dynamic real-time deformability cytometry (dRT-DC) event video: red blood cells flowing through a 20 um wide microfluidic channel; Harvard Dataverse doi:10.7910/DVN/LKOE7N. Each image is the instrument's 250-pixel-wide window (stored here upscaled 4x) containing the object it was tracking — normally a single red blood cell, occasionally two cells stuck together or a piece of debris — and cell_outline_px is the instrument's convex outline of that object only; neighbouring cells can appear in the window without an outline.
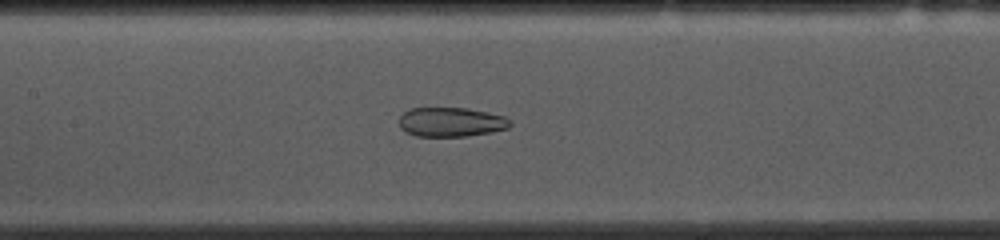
{"species": "common noctule bat (a hibernating species)", "species_latin": "Nyctalus noctula", "temperature_condition": "cold", "stored_images_in_passage": 52, "camera_frame_rate_fps": 3000, "um_per_image_px": 0.085, "animal": {"sex": "female", "body_mass_g": 10.0, "forearm_length_mm": 53.1}, "frame": {"image": 1, "passage_image": 23, "time_ms": 7.333, "image_size_px": [1000, 240], "cell_outline_px": [[512, 124], [508, 128], [492, 132], [468, 136], [416, 136], [404, 132], [400, 128], [400, 116], [404, 112], [412, 108], [468, 108], [488, 112], [504, 116], [512, 120]], "centroid_in_image_um": [38.36, 10.37], "position_along_channel_um": 169.0, "area_um2": 19.13}}
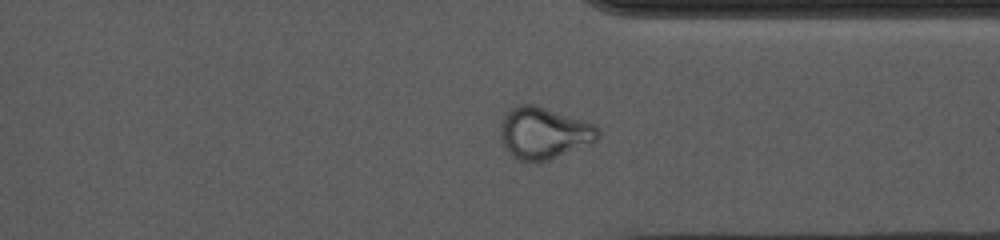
{"frame": {"image": 2, "passage_image": 39, "time_ms": 12.667, "image_size_px": [1000, 240], "cell_outline_px": [[600, 136], [592, 144], [548, 160], [516, 160], [508, 152], [500, 136], [500, 124], [504, 116], [516, 104], [536, 104], [596, 124], [600, 132]], "centroid_in_image_um": [46.25, 11.29], "position_along_channel_um": 365.1, "area_um2": 29.59}}
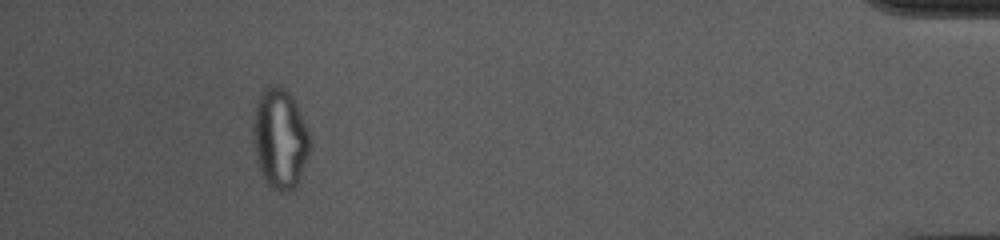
{"frame": {"image": 3, "passage_image": 48, "time_ms": 15.667, "image_size_px": [1000, 240], "cell_outline_px": [[312, 144], [308, 156], [300, 176], [296, 184], [288, 192], [284, 192], [272, 188], [268, 184], [260, 168], [252, 144], [252, 124], [256, 104], [260, 92], [264, 88], [272, 84], [280, 84], [292, 96], [308, 128], [312, 140]], "centroid_in_image_um": [23.8, 11.72], "position_along_channel_um": 411.4, "area_um2": 33.41}, "authors_computed_cell_mechanics": {"area_um2": 26.6458, "velocity_mm_per_s": 3.7095, "shape_relaxation_time_tau1_ms": null, "shape_relaxation_time_tau2_ms": 2.0614, "deformation_change_tau1": null, "deformation_change_tau2": 0.0747}}